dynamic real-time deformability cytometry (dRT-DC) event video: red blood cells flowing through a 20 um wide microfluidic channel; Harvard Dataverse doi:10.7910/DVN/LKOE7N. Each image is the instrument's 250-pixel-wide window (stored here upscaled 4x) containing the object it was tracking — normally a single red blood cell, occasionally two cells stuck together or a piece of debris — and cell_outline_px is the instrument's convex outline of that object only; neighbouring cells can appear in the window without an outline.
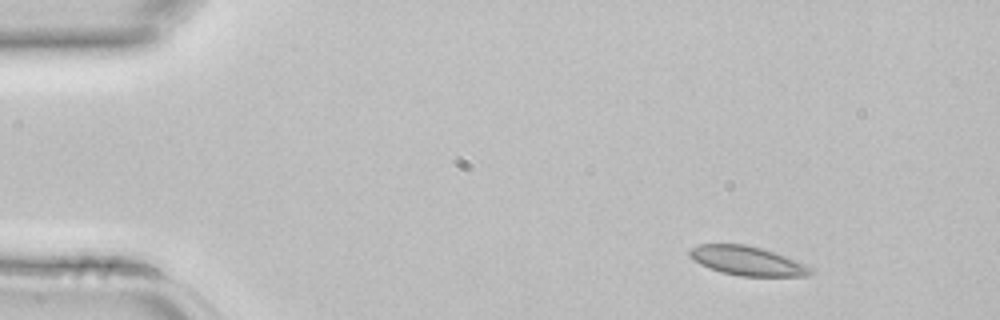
{"species": "common noctule bat (a hibernating species)", "species_latin": "Nyctalus noctula", "temperature_condition": "room temperature", "stored_images_in_passage": 4, "camera_frame_rate_fps": 3000, "um_per_image_px": 0.085, "animal": {"sex": "female", "body_mass_g": 22.7, "forearm_length_mm": 54.2}, "frame": {"image": 1, "passage_image": 1, "time_ms": 0.0, "image_size_px": [1000, 320], "cell_outline_px": [[812, 272], [808, 276], [740, 276], [720, 272], [700, 264], [692, 260], [688, 256], [688, 248], [700, 244], [744, 244], [760, 248], [784, 256], [804, 264], [812, 268]], "centroid_in_image_um": [63.44, 22.17], "position_along_channel_um": 21.6, "area_um2": 20.46}}
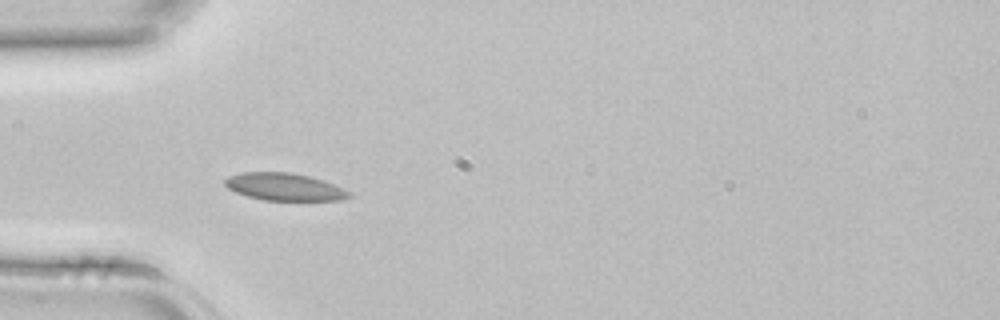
{"frame": {"image": 2, "passage_image": 3, "time_ms": 0.667, "image_size_px": [1000, 320], "cell_outline_px": [[352, 196], [340, 200], [264, 200], [248, 196], [236, 192], [228, 188], [224, 184], [224, 180], [228, 176], [240, 172], [288, 172], [312, 176], [324, 180], [352, 192]], "centroid_in_image_um": [24.19, 15.87], "position_along_channel_um": 60.8, "area_um2": 19.94}}